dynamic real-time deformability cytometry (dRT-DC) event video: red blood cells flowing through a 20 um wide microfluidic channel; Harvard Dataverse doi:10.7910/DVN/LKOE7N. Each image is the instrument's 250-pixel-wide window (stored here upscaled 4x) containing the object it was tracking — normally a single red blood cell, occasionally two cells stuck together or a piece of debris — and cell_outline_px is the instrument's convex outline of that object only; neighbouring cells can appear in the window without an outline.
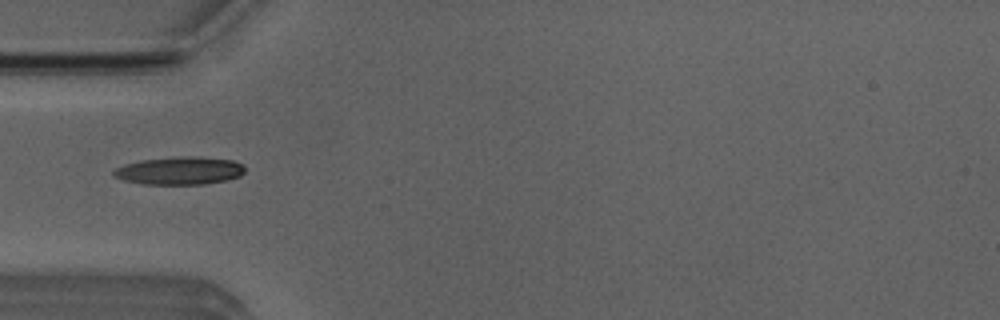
{"species": "Egyptian fruit bat (a non-hibernating species)", "species_latin": "Rousettus aegyptiacus", "temperature_condition": "room temperature", "stored_images_in_passage": 5, "camera_frame_rate_fps": 3000, "um_per_image_px": 0.085, "animal": {"sex": "male"}, "frame": {"image": 1, "passage_image": 5, "time_ms": 4.667, "image_size_px": [1000, 320], "cell_outline_px": [[244, 172], [240, 176], [224, 180], [204, 184], [140, 184], [124, 180], [112, 176], [112, 172], [116, 168], [124, 164], [140, 160], [180, 156], [196, 156], [232, 160], [244, 164]], "centroid_in_image_um": [15.24, 14.5], "position_along_channel_um": 69.8, "area_um2": 21.39}}